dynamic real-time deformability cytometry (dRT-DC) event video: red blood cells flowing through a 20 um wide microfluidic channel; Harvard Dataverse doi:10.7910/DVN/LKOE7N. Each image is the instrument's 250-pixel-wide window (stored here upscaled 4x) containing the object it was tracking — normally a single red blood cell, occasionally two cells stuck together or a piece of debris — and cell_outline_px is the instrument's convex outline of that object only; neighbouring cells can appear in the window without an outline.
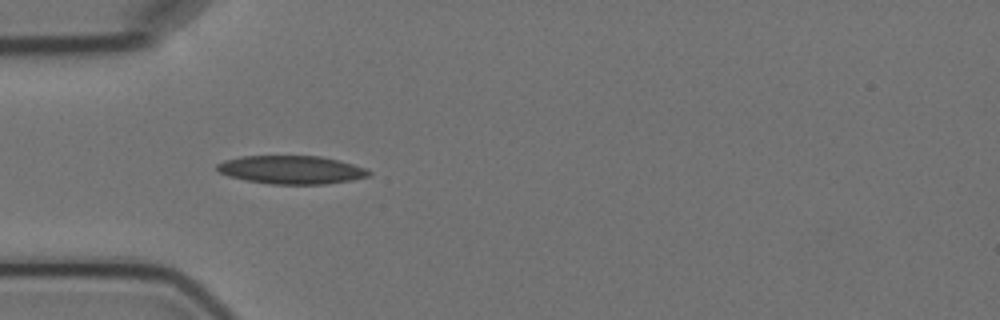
{"species": "Egyptian fruit bat (a non-hibernating species)", "species_latin": "Rousettus aegyptiacus", "temperature_condition": "cold", "stored_images_in_passage": 6, "camera_frame_rate_fps": 3000, "um_per_image_px": 0.085, "animal": {"sex": "female"}, "frame": {"image": 1, "passage_image": 5, "time_ms": 4.667, "image_size_px": [1000, 320], "cell_outline_px": [[372, 172], [368, 176], [352, 180], [324, 184], [272, 184], [248, 180], [228, 176], [220, 172], [216, 168], [216, 164], [224, 160], [240, 156], [320, 156], [352, 164], [364, 168]], "centroid_in_image_um": [24.74, 14.43], "position_along_channel_um": 60.3, "area_um2": 24.8}}
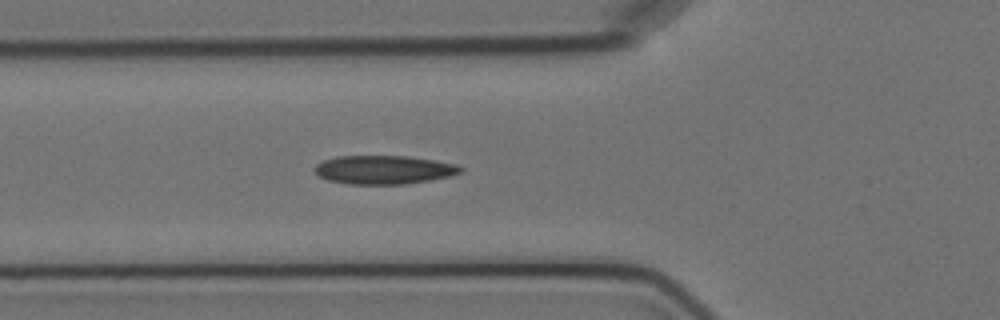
{"frame": {"image": 2, "passage_image": 6, "time_ms": 5.667, "image_size_px": [1000, 320], "cell_outline_px": [[464, 172], [452, 176], [404, 184], [348, 184], [328, 180], [320, 176], [312, 168], [316, 164], [324, 160], [336, 156], [408, 156], [436, 160], [456, 164], [464, 168]], "centroid_in_image_um": [32.66, 14.42], "position_along_channel_um": 93.1, "area_um2": 24.51}}